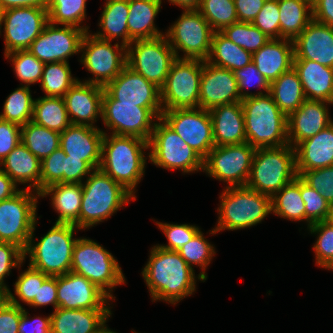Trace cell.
<instances>
[{
	"instance_id": "obj_63",
	"label": "cell",
	"mask_w": 333,
	"mask_h": 333,
	"mask_svg": "<svg viewBox=\"0 0 333 333\" xmlns=\"http://www.w3.org/2000/svg\"><path fill=\"white\" fill-rule=\"evenodd\" d=\"M28 323H30L29 326ZM29 326V328H28ZM19 333H51V317L50 315L45 318L37 317L30 320L28 317V312L23 308V313L21 315L19 327Z\"/></svg>"
},
{
	"instance_id": "obj_57",
	"label": "cell",
	"mask_w": 333,
	"mask_h": 333,
	"mask_svg": "<svg viewBox=\"0 0 333 333\" xmlns=\"http://www.w3.org/2000/svg\"><path fill=\"white\" fill-rule=\"evenodd\" d=\"M25 260L24 251L12 244L7 242H0V285L7 287L4 284V277L9 276L11 268L21 266Z\"/></svg>"
},
{
	"instance_id": "obj_18",
	"label": "cell",
	"mask_w": 333,
	"mask_h": 333,
	"mask_svg": "<svg viewBox=\"0 0 333 333\" xmlns=\"http://www.w3.org/2000/svg\"><path fill=\"white\" fill-rule=\"evenodd\" d=\"M48 22L47 8L18 7L2 11L1 23H4L5 54L28 49Z\"/></svg>"
},
{
	"instance_id": "obj_60",
	"label": "cell",
	"mask_w": 333,
	"mask_h": 333,
	"mask_svg": "<svg viewBox=\"0 0 333 333\" xmlns=\"http://www.w3.org/2000/svg\"><path fill=\"white\" fill-rule=\"evenodd\" d=\"M94 169L80 158H70L66 155L64 183H82L83 176L90 174Z\"/></svg>"
},
{
	"instance_id": "obj_22",
	"label": "cell",
	"mask_w": 333,
	"mask_h": 333,
	"mask_svg": "<svg viewBox=\"0 0 333 333\" xmlns=\"http://www.w3.org/2000/svg\"><path fill=\"white\" fill-rule=\"evenodd\" d=\"M104 90L120 103L139 107H162L160 88L127 65Z\"/></svg>"
},
{
	"instance_id": "obj_71",
	"label": "cell",
	"mask_w": 333,
	"mask_h": 333,
	"mask_svg": "<svg viewBox=\"0 0 333 333\" xmlns=\"http://www.w3.org/2000/svg\"><path fill=\"white\" fill-rule=\"evenodd\" d=\"M311 4H313L317 0H308Z\"/></svg>"
},
{
	"instance_id": "obj_25",
	"label": "cell",
	"mask_w": 333,
	"mask_h": 333,
	"mask_svg": "<svg viewBox=\"0 0 333 333\" xmlns=\"http://www.w3.org/2000/svg\"><path fill=\"white\" fill-rule=\"evenodd\" d=\"M103 94L104 87L78 80L63 97L71 123L94 127L98 115L102 117Z\"/></svg>"
},
{
	"instance_id": "obj_50",
	"label": "cell",
	"mask_w": 333,
	"mask_h": 333,
	"mask_svg": "<svg viewBox=\"0 0 333 333\" xmlns=\"http://www.w3.org/2000/svg\"><path fill=\"white\" fill-rule=\"evenodd\" d=\"M184 261L192 268L193 264L205 270L215 254L214 247L205 240L201 230L178 251Z\"/></svg>"
},
{
	"instance_id": "obj_51",
	"label": "cell",
	"mask_w": 333,
	"mask_h": 333,
	"mask_svg": "<svg viewBox=\"0 0 333 333\" xmlns=\"http://www.w3.org/2000/svg\"><path fill=\"white\" fill-rule=\"evenodd\" d=\"M48 277L43 272L29 266L15 282V294L29 305L33 299H38L39 285H42Z\"/></svg>"
},
{
	"instance_id": "obj_39",
	"label": "cell",
	"mask_w": 333,
	"mask_h": 333,
	"mask_svg": "<svg viewBox=\"0 0 333 333\" xmlns=\"http://www.w3.org/2000/svg\"><path fill=\"white\" fill-rule=\"evenodd\" d=\"M32 121L57 132L65 131L72 123L62 97H41L34 101Z\"/></svg>"
},
{
	"instance_id": "obj_10",
	"label": "cell",
	"mask_w": 333,
	"mask_h": 333,
	"mask_svg": "<svg viewBox=\"0 0 333 333\" xmlns=\"http://www.w3.org/2000/svg\"><path fill=\"white\" fill-rule=\"evenodd\" d=\"M158 120L161 123H155L148 141L151 162L166 170L181 169L184 173L203 170L204 159L161 118Z\"/></svg>"
},
{
	"instance_id": "obj_40",
	"label": "cell",
	"mask_w": 333,
	"mask_h": 333,
	"mask_svg": "<svg viewBox=\"0 0 333 333\" xmlns=\"http://www.w3.org/2000/svg\"><path fill=\"white\" fill-rule=\"evenodd\" d=\"M21 142L42 161L60 147V132L29 121L21 126Z\"/></svg>"
},
{
	"instance_id": "obj_9",
	"label": "cell",
	"mask_w": 333,
	"mask_h": 333,
	"mask_svg": "<svg viewBox=\"0 0 333 333\" xmlns=\"http://www.w3.org/2000/svg\"><path fill=\"white\" fill-rule=\"evenodd\" d=\"M203 61L176 58L160 88L163 111L199 107V91Z\"/></svg>"
},
{
	"instance_id": "obj_29",
	"label": "cell",
	"mask_w": 333,
	"mask_h": 333,
	"mask_svg": "<svg viewBox=\"0 0 333 333\" xmlns=\"http://www.w3.org/2000/svg\"><path fill=\"white\" fill-rule=\"evenodd\" d=\"M111 315L110 309L56 308L50 315L51 333H94Z\"/></svg>"
},
{
	"instance_id": "obj_41",
	"label": "cell",
	"mask_w": 333,
	"mask_h": 333,
	"mask_svg": "<svg viewBox=\"0 0 333 333\" xmlns=\"http://www.w3.org/2000/svg\"><path fill=\"white\" fill-rule=\"evenodd\" d=\"M305 202L300 193V177L285 185L271 197V211L289 220H305Z\"/></svg>"
},
{
	"instance_id": "obj_59",
	"label": "cell",
	"mask_w": 333,
	"mask_h": 333,
	"mask_svg": "<svg viewBox=\"0 0 333 333\" xmlns=\"http://www.w3.org/2000/svg\"><path fill=\"white\" fill-rule=\"evenodd\" d=\"M23 307L10 291V303L0 312V333H19Z\"/></svg>"
},
{
	"instance_id": "obj_32",
	"label": "cell",
	"mask_w": 333,
	"mask_h": 333,
	"mask_svg": "<svg viewBox=\"0 0 333 333\" xmlns=\"http://www.w3.org/2000/svg\"><path fill=\"white\" fill-rule=\"evenodd\" d=\"M1 168L17 185L30 183L28 190L41 192V161L20 142L0 163Z\"/></svg>"
},
{
	"instance_id": "obj_66",
	"label": "cell",
	"mask_w": 333,
	"mask_h": 333,
	"mask_svg": "<svg viewBox=\"0 0 333 333\" xmlns=\"http://www.w3.org/2000/svg\"><path fill=\"white\" fill-rule=\"evenodd\" d=\"M18 191L17 185L0 167V201L12 197Z\"/></svg>"
},
{
	"instance_id": "obj_7",
	"label": "cell",
	"mask_w": 333,
	"mask_h": 333,
	"mask_svg": "<svg viewBox=\"0 0 333 333\" xmlns=\"http://www.w3.org/2000/svg\"><path fill=\"white\" fill-rule=\"evenodd\" d=\"M218 224L211 234L238 230L260 223L271 213V197L247 186L228 187L220 195Z\"/></svg>"
},
{
	"instance_id": "obj_56",
	"label": "cell",
	"mask_w": 333,
	"mask_h": 333,
	"mask_svg": "<svg viewBox=\"0 0 333 333\" xmlns=\"http://www.w3.org/2000/svg\"><path fill=\"white\" fill-rule=\"evenodd\" d=\"M235 78L237 79L238 83V90L240 93L241 99L255 96V95H263V92L260 91L256 94L248 93L245 91V88L247 89L252 84L256 83L257 87H260L266 91V93L270 92V83L266 80V78L257 70L255 64L253 62H250L247 66L244 68L237 69L233 71ZM254 86V85H253ZM244 89V91H243Z\"/></svg>"
},
{
	"instance_id": "obj_26",
	"label": "cell",
	"mask_w": 333,
	"mask_h": 333,
	"mask_svg": "<svg viewBox=\"0 0 333 333\" xmlns=\"http://www.w3.org/2000/svg\"><path fill=\"white\" fill-rule=\"evenodd\" d=\"M325 105H327L326 102L306 99L295 112L287 117V138L293 148L333 123Z\"/></svg>"
},
{
	"instance_id": "obj_17",
	"label": "cell",
	"mask_w": 333,
	"mask_h": 333,
	"mask_svg": "<svg viewBox=\"0 0 333 333\" xmlns=\"http://www.w3.org/2000/svg\"><path fill=\"white\" fill-rule=\"evenodd\" d=\"M161 119L203 159L215 146L212 120L208 110L200 107L163 111Z\"/></svg>"
},
{
	"instance_id": "obj_44",
	"label": "cell",
	"mask_w": 333,
	"mask_h": 333,
	"mask_svg": "<svg viewBox=\"0 0 333 333\" xmlns=\"http://www.w3.org/2000/svg\"><path fill=\"white\" fill-rule=\"evenodd\" d=\"M47 10L50 23L88 31L89 27L79 26L86 17V0H48Z\"/></svg>"
},
{
	"instance_id": "obj_28",
	"label": "cell",
	"mask_w": 333,
	"mask_h": 333,
	"mask_svg": "<svg viewBox=\"0 0 333 333\" xmlns=\"http://www.w3.org/2000/svg\"><path fill=\"white\" fill-rule=\"evenodd\" d=\"M293 40L271 39L252 54L257 70L271 83L293 67Z\"/></svg>"
},
{
	"instance_id": "obj_24",
	"label": "cell",
	"mask_w": 333,
	"mask_h": 333,
	"mask_svg": "<svg viewBox=\"0 0 333 333\" xmlns=\"http://www.w3.org/2000/svg\"><path fill=\"white\" fill-rule=\"evenodd\" d=\"M293 44V60H311L333 68V26L312 20Z\"/></svg>"
},
{
	"instance_id": "obj_19",
	"label": "cell",
	"mask_w": 333,
	"mask_h": 333,
	"mask_svg": "<svg viewBox=\"0 0 333 333\" xmlns=\"http://www.w3.org/2000/svg\"><path fill=\"white\" fill-rule=\"evenodd\" d=\"M86 31L75 26L63 28L48 22L42 33L27 49L38 60L45 63L68 62L67 59L81 52V43Z\"/></svg>"
},
{
	"instance_id": "obj_48",
	"label": "cell",
	"mask_w": 333,
	"mask_h": 333,
	"mask_svg": "<svg viewBox=\"0 0 333 333\" xmlns=\"http://www.w3.org/2000/svg\"><path fill=\"white\" fill-rule=\"evenodd\" d=\"M5 58L11 59L16 76L27 86L41 81L44 63L27 49L9 52Z\"/></svg>"
},
{
	"instance_id": "obj_62",
	"label": "cell",
	"mask_w": 333,
	"mask_h": 333,
	"mask_svg": "<svg viewBox=\"0 0 333 333\" xmlns=\"http://www.w3.org/2000/svg\"><path fill=\"white\" fill-rule=\"evenodd\" d=\"M266 0H234L239 22L252 23Z\"/></svg>"
},
{
	"instance_id": "obj_30",
	"label": "cell",
	"mask_w": 333,
	"mask_h": 333,
	"mask_svg": "<svg viewBox=\"0 0 333 333\" xmlns=\"http://www.w3.org/2000/svg\"><path fill=\"white\" fill-rule=\"evenodd\" d=\"M298 176L304 171L333 166V123L295 147Z\"/></svg>"
},
{
	"instance_id": "obj_33",
	"label": "cell",
	"mask_w": 333,
	"mask_h": 333,
	"mask_svg": "<svg viewBox=\"0 0 333 333\" xmlns=\"http://www.w3.org/2000/svg\"><path fill=\"white\" fill-rule=\"evenodd\" d=\"M49 194L52 196V206L59 214L55 223L73 224L79 228L82 183H55L40 192L41 197Z\"/></svg>"
},
{
	"instance_id": "obj_6",
	"label": "cell",
	"mask_w": 333,
	"mask_h": 333,
	"mask_svg": "<svg viewBox=\"0 0 333 333\" xmlns=\"http://www.w3.org/2000/svg\"><path fill=\"white\" fill-rule=\"evenodd\" d=\"M76 227L73 224L55 223L49 232L35 244L31 238L24 251L29 254V266L48 276H61L71 271L72 254L78 238H73ZM35 244V245H34Z\"/></svg>"
},
{
	"instance_id": "obj_2",
	"label": "cell",
	"mask_w": 333,
	"mask_h": 333,
	"mask_svg": "<svg viewBox=\"0 0 333 333\" xmlns=\"http://www.w3.org/2000/svg\"><path fill=\"white\" fill-rule=\"evenodd\" d=\"M148 141L135 136L104 133L102 159L99 169L120 183L134 196V189L144 175L146 158L142 150Z\"/></svg>"
},
{
	"instance_id": "obj_1",
	"label": "cell",
	"mask_w": 333,
	"mask_h": 333,
	"mask_svg": "<svg viewBox=\"0 0 333 333\" xmlns=\"http://www.w3.org/2000/svg\"><path fill=\"white\" fill-rule=\"evenodd\" d=\"M142 276L153 301L164 300L175 305L195 291V273L177 251L152 247Z\"/></svg>"
},
{
	"instance_id": "obj_13",
	"label": "cell",
	"mask_w": 333,
	"mask_h": 333,
	"mask_svg": "<svg viewBox=\"0 0 333 333\" xmlns=\"http://www.w3.org/2000/svg\"><path fill=\"white\" fill-rule=\"evenodd\" d=\"M175 59L174 50L165 35L133 40L127 46V66L159 88L164 85Z\"/></svg>"
},
{
	"instance_id": "obj_3",
	"label": "cell",
	"mask_w": 333,
	"mask_h": 333,
	"mask_svg": "<svg viewBox=\"0 0 333 333\" xmlns=\"http://www.w3.org/2000/svg\"><path fill=\"white\" fill-rule=\"evenodd\" d=\"M246 142L255 148L287 145V116L270 93L242 99Z\"/></svg>"
},
{
	"instance_id": "obj_64",
	"label": "cell",
	"mask_w": 333,
	"mask_h": 333,
	"mask_svg": "<svg viewBox=\"0 0 333 333\" xmlns=\"http://www.w3.org/2000/svg\"><path fill=\"white\" fill-rule=\"evenodd\" d=\"M313 20L333 26V0H317L312 4Z\"/></svg>"
},
{
	"instance_id": "obj_8",
	"label": "cell",
	"mask_w": 333,
	"mask_h": 333,
	"mask_svg": "<svg viewBox=\"0 0 333 333\" xmlns=\"http://www.w3.org/2000/svg\"><path fill=\"white\" fill-rule=\"evenodd\" d=\"M71 271L84 276L110 299H113L111 289L125 283V277L113 255L86 238H79L75 243Z\"/></svg>"
},
{
	"instance_id": "obj_4",
	"label": "cell",
	"mask_w": 333,
	"mask_h": 333,
	"mask_svg": "<svg viewBox=\"0 0 333 333\" xmlns=\"http://www.w3.org/2000/svg\"><path fill=\"white\" fill-rule=\"evenodd\" d=\"M84 183H82L83 194L79 214L81 230L102 222L125 203H129L130 199L136 198L100 169L93 170Z\"/></svg>"
},
{
	"instance_id": "obj_20",
	"label": "cell",
	"mask_w": 333,
	"mask_h": 333,
	"mask_svg": "<svg viewBox=\"0 0 333 333\" xmlns=\"http://www.w3.org/2000/svg\"><path fill=\"white\" fill-rule=\"evenodd\" d=\"M109 299L101 289L82 275L70 271L57 276V302L60 308L110 309L106 306Z\"/></svg>"
},
{
	"instance_id": "obj_16",
	"label": "cell",
	"mask_w": 333,
	"mask_h": 333,
	"mask_svg": "<svg viewBox=\"0 0 333 333\" xmlns=\"http://www.w3.org/2000/svg\"><path fill=\"white\" fill-rule=\"evenodd\" d=\"M255 150L248 142L214 146L204 158L203 171L228 187L246 186Z\"/></svg>"
},
{
	"instance_id": "obj_55",
	"label": "cell",
	"mask_w": 333,
	"mask_h": 333,
	"mask_svg": "<svg viewBox=\"0 0 333 333\" xmlns=\"http://www.w3.org/2000/svg\"><path fill=\"white\" fill-rule=\"evenodd\" d=\"M159 228L164 232L168 239V245H157L166 250L179 251L183 245L187 244L200 229L194 225L188 224H167L156 222Z\"/></svg>"
},
{
	"instance_id": "obj_21",
	"label": "cell",
	"mask_w": 333,
	"mask_h": 333,
	"mask_svg": "<svg viewBox=\"0 0 333 333\" xmlns=\"http://www.w3.org/2000/svg\"><path fill=\"white\" fill-rule=\"evenodd\" d=\"M237 79L231 70L203 61L199 107L210 110L218 105L241 102Z\"/></svg>"
},
{
	"instance_id": "obj_14",
	"label": "cell",
	"mask_w": 333,
	"mask_h": 333,
	"mask_svg": "<svg viewBox=\"0 0 333 333\" xmlns=\"http://www.w3.org/2000/svg\"><path fill=\"white\" fill-rule=\"evenodd\" d=\"M214 30L197 9H184L181 17L169 27L166 37L174 50L185 52L183 59L206 61L210 54Z\"/></svg>"
},
{
	"instance_id": "obj_65",
	"label": "cell",
	"mask_w": 333,
	"mask_h": 333,
	"mask_svg": "<svg viewBox=\"0 0 333 333\" xmlns=\"http://www.w3.org/2000/svg\"><path fill=\"white\" fill-rule=\"evenodd\" d=\"M48 0H0L2 11L18 7H40L47 8Z\"/></svg>"
},
{
	"instance_id": "obj_52",
	"label": "cell",
	"mask_w": 333,
	"mask_h": 333,
	"mask_svg": "<svg viewBox=\"0 0 333 333\" xmlns=\"http://www.w3.org/2000/svg\"><path fill=\"white\" fill-rule=\"evenodd\" d=\"M66 154L59 147L41 161V191L55 183H64Z\"/></svg>"
},
{
	"instance_id": "obj_49",
	"label": "cell",
	"mask_w": 333,
	"mask_h": 333,
	"mask_svg": "<svg viewBox=\"0 0 333 333\" xmlns=\"http://www.w3.org/2000/svg\"><path fill=\"white\" fill-rule=\"evenodd\" d=\"M308 228L311 234H319L313 246L317 265L333 269V219L311 224Z\"/></svg>"
},
{
	"instance_id": "obj_46",
	"label": "cell",
	"mask_w": 333,
	"mask_h": 333,
	"mask_svg": "<svg viewBox=\"0 0 333 333\" xmlns=\"http://www.w3.org/2000/svg\"><path fill=\"white\" fill-rule=\"evenodd\" d=\"M220 32L237 46L242 47L251 54L258 51L271 40L252 23L246 22H237L226 26Z\"/></svg>"
},
{
	"instance_id": "obj_58",
	"label": "cell",
	"mask_w": 333,
	"mask_h": 333,
	"mask_svg": "<svg viewBox=\"0 0 333 333\" xmlns=\"http://www.w3.org/2000/svg\"><path fill=\"white\" fill-rule=\"evenodd\" d=\"M21 142V126L0 119V163Z\"/></svg>"
},
{
	"instance_id": "obj_38",
	"label": "cell",
	"mask_w": 333,
	"mask_h": 333,
	"mask_svg": "<svg viewBox=\"0 0 333 333\" xmlns=\"http://www.w3.org/2000/svg\"><path fill=\"white\" fill-rule=\"evenodd\" d=\"M206 61L233 72L252 62V54L237 46L220 31H215L212 37L210 54Z\"/></svg>"
},
{
	"instance_id": "obj_5",
	"label": "cell",
	"mask_w": 333,
	"mask_h": 333,
	"mask_svg": "<svg viewBox=\"0 0 333 333\" xmlns=\"http://www.w3.org/2000/svg\"><path fill=\"white\" fill-rule=\"evenodd\" d=\"M297 177L295 148L261 147L255 150L246 186L272 197Z\"/></svg>"
},
{
	"instance_id": "obj_23",
	"label": "cell",
	"mask_w": 333,
	"mask_h": 333,
	"mask_svg": "<svg viewBox=\"0 0 333 333\" xmlns=\"http://www.w3.org/2000/svg\"><path fill=\"white\" fill-rule=\"evenodd\" d=\"M104 133L96 127L71 124L60 133V148L70 158H80L94 170L99 169Z\"/></svg>"
},
{
	"instance_id": "obj_47",
	"label": "cell",
	"mask_w": 333,
	"mask_h": 333,
	"mask_svg": "<svg viewBox=\"0 0 333 333\" xmlns=\"http://www.w3.org/2000/svg\"><path fill=\"white\" fill-rule=\"evenodd\" d=\"M300 193L305 202V220L311 224L333 219V207L300 178Z\"/></svg>"
},
{
	"instance_id": "obj_68",
	"label": "cell",
	"mask_w": 333,
	"mask_h": 333,
	"mask_svg": "<svg viewBox=\"0 0 333 333\" xmlns=\"http://www.w3.org/2000/svg\"><path fill=\"white\" fill-rule=\"evenodd\" d=\"M10 303V290L0 285V312Z\"/></svg>"
},
{
	"instance_id": "obj_54",
	"label": "cell",
	"mask_w": 333,
	"mask_h": 333,
	"mask_svg": "<svg viewBox=\"0 0 333 333\" xmlns=\"http://www.w3.org/2000/svg\"><path fill=\"white\" fill-rule=\"evenodd\" d=\"M252 24L271 39H280L278 0H266Z\"/></svg>"
},
{
	"instance_id": "obj_53",
	"label": "cell",
	"mask_w": 333,
	"mask_h": 333,
	"mask_svg": "<svg viewBox=\"0 0 333 333\" xmlns=\"http://www.w3.org/2000/svg\"><path fill=\"white\" fill-rule=\"evenodd\" d=\"M299 177L333 207V166L304 171Z\"/></svg>"
},
{
	"instance_id": "obj_45",
	"label": "cell",
	"mask_w": 333,
	"mask_h": 333,
	"mask_svg": "<svg viewBox=\"0 0 333 333\" xmlns=\"http://www.w3.org/2000/svg\"><path fill=\"white\" fill-rule=\"evenodd\" d=\"M197 10L214 31L239 22L234 0H201Z\"/></svg>"
},
{
	"instance_id": "obj_70",
	"label": "cell",
	"mask_w": 333,
	"mask_h": 333,
	"mask_svg": "<svg viewBox=\"0 0 333 333\" xmlns=\"http://www.w3.org/2000/svg\"><path fill=\"white\" fill-rule=\"evenodd\" d=\"M1 17H2V10L0 9V33H1V27H2Z\"/></svg>"
},
{
	"instance_id": "obj_61",
	"label": "cell",
	"mask_w": 333,
	"mask_h": 333,
	"mask_svg": "<svg viewBox=\"0 0 333 333\" xmlns=\"http://www.w3.org/2000/svg\"><path fill=\"white\" fill-rule=\"evenodd\" d=\"M52 304L58 308L57 302V276H49L42 285H39L38 299H33L30 306H45Z\"/></svg>"
},
{
	"instance_id": "obj_36",
	"label": "cell",
	"mask_w": 333,
	"mask_h": 333,
	"mask_svg": "<svg viewBox=\"0 0 333 333\" xmlns=\"http://www.w3.org/2000/svg\"><path fill=\"white\" fill-rule=\"evenodd\" d=\"M269 93L287 117L306 100L299 75L293 67L270 83Z\"/></svg>"
},
{
	"instance_id": "obj_69",
	"label": "cell",
	"mask_w": 333,
	"mask_h": 333,
	"mask_svg": "<svg viewBox=\"0 0 333 333\" xmlns=\"http://www.w3.org/2000/svg\"><path fill=\"white\" fill-rule=\"evenodd\" d=\"M94 333H116L114 331H111L107 328L106 324H104L97 332Z\"/></svg>"
},
{
	"instance_id": "obj_12",
	"label": "cell",
	"mask_w": 333,
	"mask_h": 333,
	"mask_svg": "<svg viewBox=\"0 0 333 333\" xmlns=\"http://www.w3.org/2000/svg\"><path fill=\"white\" fill-rule=\"evenodd\" d=\"M19 190L0 201V242L12 243L25 251L36 224L37 196Z\"/></svg>"
},
{
	"instance_id": "obj_15",
	"label": "cell",
	"mask_w": 333,
	"mask_h": 333,
	"mask_svg": "<svg viewBox=\"0 0 333 333\" xmlns=\"http://www.w3.org/2000/svg\"><path fill=\"white\" fill-rule=\"evenodd\" d=\"M109 40L100 39L87 31L81 43V63L95 76L85 82L105 87L127 65V47Z\"/></svg>"
},
{
	"instance_id": "obj_34",
	"label": "cell",
	"mask_w": 333,
	"mask_h": 333,
	"mask_svg": "<svg viewBox=\"0 0 333 333\" xmlns=\"http://www.w3.org/2000/svg\"><path fill=\"white\" fill-rule=\"evenodd\" d=\"M128 31L133 40L151 39L163 34L155 28L154 19L160 8V0H128Z\"/></svg>"
},
{
	"instance_id": "obj_27",
	"label": "cell",
	"mask_w": 333,
	"mask_h": 333,
	"mask_svg": "<svg viewBox=\"0 0 333 333\" xmlns=\"http://www.w3.org/2000/svg\"><path fill=\"white\" fill-rule=\"evenodd\" d=\"M208 111L212 120L215 146L246 142L244 114L241 102L218 105Z\"/></svg>"
},
{
	"instance_id": "obj_11",
	"label": "cell",
	"mask_w": 333,
	"mask_h": 333,
	"mask_svg": "<svg viewBox=\"0 0 333 333\" xmlns=\"http://www.w3.org/2000/svg\"><path fill=\"white\" fill-rule=\"evenodd\" d=\"M162 112V107H139L136 104L120 103L104 90L102 120L113 131L112 134L135 136L149 141L155 126L152 120L161 118Z\"/></svg>"
},
{
	"instance_id": "obj_42",
	"label": "cell",
	"mask_w": 333,
	"mask_h": 333,
	"mask_svg": "<svg viewBox=\"0 0 333 333\" xmlns=\"http://www.w3.org/2000/svg\"><path fill=\"white\" fill-rule=\"evenodd\" d=\"M78 81L72 77L68 62L45 63L41 78V88L46 97H64Z\"/></svg>"
},
{
	"instance_id": "obj_31",
	"label": "cell",
	"mask_w": 333,
	"mask_h": 333,
	"mask_svg": "<svg viewBox=\"0 0 333 333\" xmlns=\"http://www.w3.org/2000/svg\"><path fill=\"white\" fill-rule=\"evenodd\" d=\"M293 68L307 100L333 104V68L311 60H293Z\"/></svg>"
},
{
	"instance_id": "obj_37",
	"label": "cell",
	"mask_w": 333,
	"mask_h": 333,
	"mask_svg": "<svg viewBox=\"0 0 333 333\" xmlns=\"http://www.w3.org/2000/svg\"><path fill=\"white\" fill-rule=\"evenodd\" d=\"M278 7L280 39L294 40L313 20L312 4L308 0H278Z\"/></svg>"
},
{
	"instance_id": "obj_43",
	"label": "cell",
	"mask_w": 333,
	"mask_h": 333,
	"mask_svg": "<svg viewBox=\"0 0 333 333\" xmlns=\"http://www.w3.org/2000/svg\"><path fill=\"white\" fill-rule=\"evenodd\" d=\"M34 101L29 86L22 85V87L15 89L5 100L0 119L17 123L20 126L25 125L32 121Z\"/></svg>"
},
{
	"instance_id": "obj_67",
	"label": "cell",
	"mask_w": 333,
	"mask_h": 333,
	"mask_svg": "<svg viewBox=\"0 0 333 333\" xmlns=\"http://www.w3.org/2000/svg\"><path fill=\"white\" fill-rule=\"evenodd\" d=\"M162 3V0H160ZM170 3L178 5L183 9H197L201 0H168Z\"/></svg>"
},
{
	"instance_id": "obj_35",
	"label": "cell",
	"mask_w": 333,
	"mask_h": 333,
	"mask_svg": "<svg viewBox=\"0 0 333 333\" xmlns=\"http://www.w3.org/2000/svg\"><path fill=\"white\" fill-rule=\"evenodd\" d=\"M128 15V0L106 1L99 23L104 32L95 33L94 36L109 41L122 37L121 44L127 47L133 41L128 31Z\"/></svg>"
}]
</instances>
